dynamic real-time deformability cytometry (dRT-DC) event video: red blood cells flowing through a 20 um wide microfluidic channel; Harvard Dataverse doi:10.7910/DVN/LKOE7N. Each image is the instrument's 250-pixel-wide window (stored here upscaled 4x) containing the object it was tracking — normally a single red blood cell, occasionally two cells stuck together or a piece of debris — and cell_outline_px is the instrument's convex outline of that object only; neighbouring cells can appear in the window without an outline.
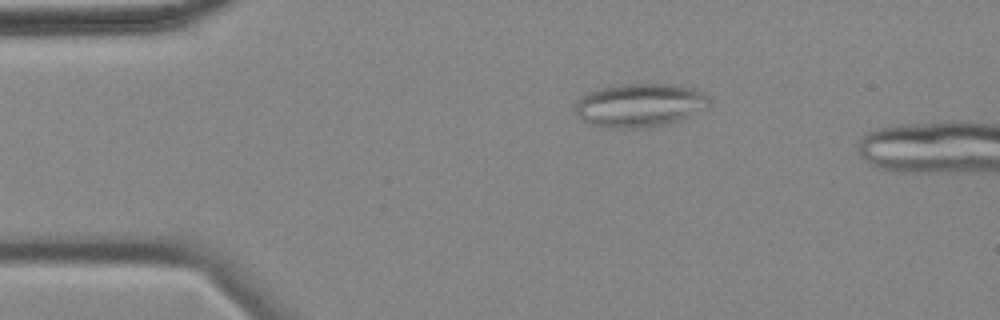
{"species": "common noctule bat (a hibernating species)", "species_latin": "Nyctalus noctula", "temperature_condition": "cold", "stored_images_in_passage": 16, "camera_frame_rate_fps": 3000, "um_per_image_px": 0.085, "animal": {"sex": "female", "body_mass_g": 18.4}, "frame": {"image": 1, "passage_image": 10, "time_ms": 3.0, "image_size_px": [1000, 320], "cell_outline_px": [[712, 100], [708, 104], [688, 116], [680, 120], [664, 124], [636, 128], [612, 128], [592, 124], [580, 120], [576, 112], [576, 104], [580, 96], [588, 92], [600, 88], [624, 84], [672, 84], [692, 88], [704, 92]], "centroid_in_image_um": [54.35, 8.93], "position_along_channel_um": 30.7, "area_um2": 33.64}}